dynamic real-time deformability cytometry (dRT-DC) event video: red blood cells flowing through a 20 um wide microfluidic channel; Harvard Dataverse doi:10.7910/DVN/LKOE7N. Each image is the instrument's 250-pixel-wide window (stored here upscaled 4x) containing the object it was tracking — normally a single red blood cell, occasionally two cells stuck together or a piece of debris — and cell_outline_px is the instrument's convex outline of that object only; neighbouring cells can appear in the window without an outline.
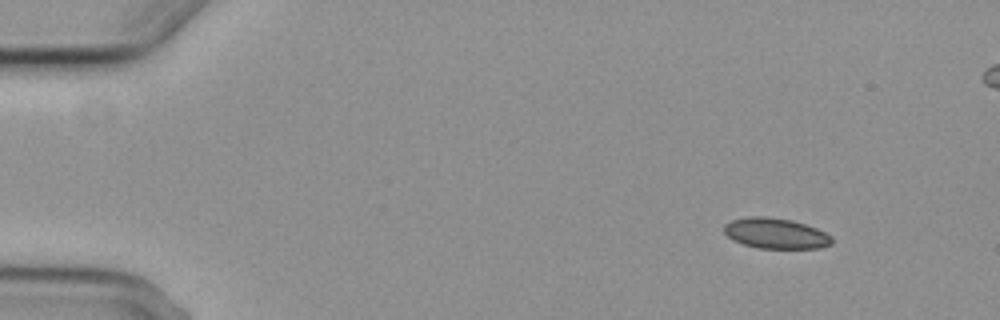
{"species": "common noctule bat (a hibernating species)", "species_latin": "Nyctalus noctula", "temperature_condition": "cold", "stored_images_in_passage": 5, "camera_frame_rate_fps": 3000, "um_per_image_px": 0.085, "animal": {"sex": "female", "body_mass_g": 29.2, "forearm_length_mm": 56.3}, "frame": {"image": 1, "passage_image": 1, "time_ms": 0.0, "image_size_px": [1000, 320], "cell_outline_px": [[832, 244], [820, 248], [756, 248], [732, 240], [724, 232], [724, 224], [732, 220], [748, 216], [764, 216], [792, 220], [816, 228], [832, 236]], "centroid_in_image_um": [65.92, 19.83], "position_along_channel_um": 19.1, "area_um2": 19.19}}